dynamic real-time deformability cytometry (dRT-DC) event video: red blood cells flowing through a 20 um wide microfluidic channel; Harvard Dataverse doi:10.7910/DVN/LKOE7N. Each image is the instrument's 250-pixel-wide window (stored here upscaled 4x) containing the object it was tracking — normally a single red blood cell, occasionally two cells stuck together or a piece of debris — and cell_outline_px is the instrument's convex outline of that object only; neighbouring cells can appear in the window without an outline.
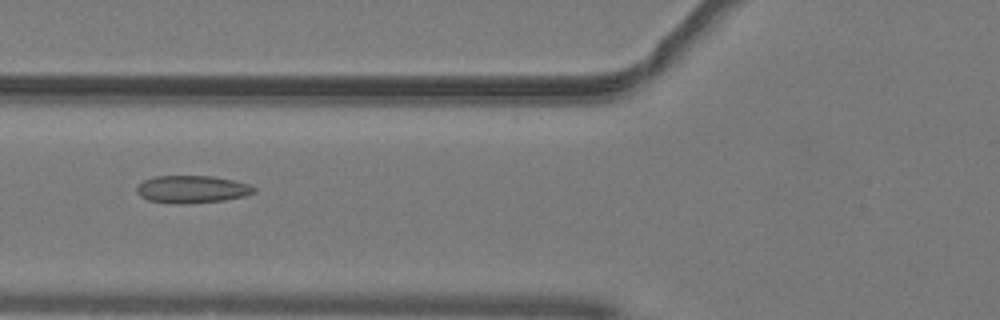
{"species": "common noctule bat (a hibernating species)", "species_latin": "Nyctalus noctula", "temperature_condition": "warm", "stored_images_in_passage": 52, "camera_frame_rate_fps": 3000, "um_per_image_px": 0.085, "animal": {"sex": "male", "body_mass_g": 19.2, "forearm_length_mm": 51.8}, "frame": {"image": 1, "passage_image": 21, "time_ms": 6.667, "image_size_px": [1000, 320], "cell_outline_px": [[256, 192], [244, 196], [224, 200], [184, 204], [176, 204], [148, 200], [140, 196], [136, 192], [136, 184], [144, 180], [156, 176], [212, 176], [232, 180], [248, 184], [256, 188]], "centroid_in_image_um": [16.28, 16.09], "position_along_channel_um": 109.5, "area_um2": 18.84}}
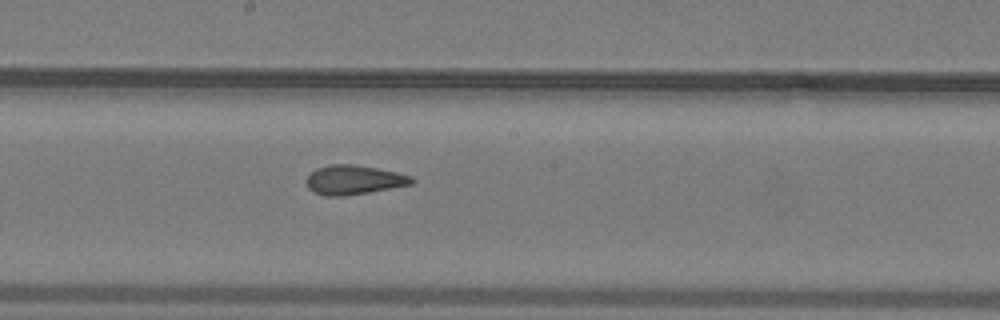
{"frame": {"image": 2, "passage_image": 29, "time_ms": 9.333, "image_size_px": [1000, 320], "cell_outline_px": [[416, 180], [412, 184], [368, 192], [344, 196], [324, 196], [312, 192], [308, 188], [308, 176], [316, 168], [328, 164], [356, 164], [396, 172], [412, 176]], "centroid_in_image_um": [30.07, 15.28], "position_along_channel_um": 218.1, "area_um2": 17.98}}
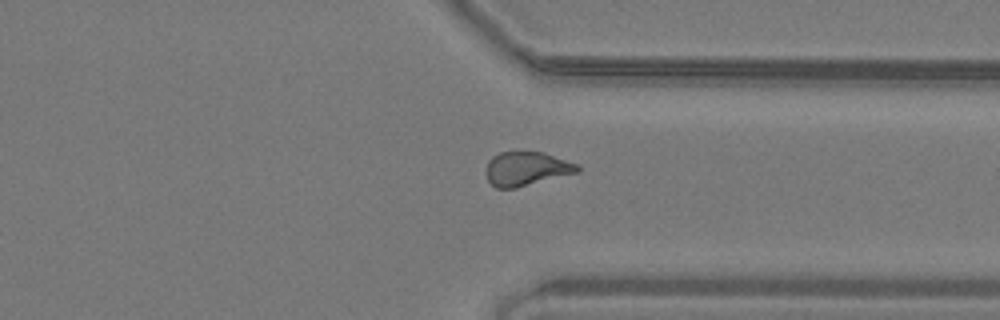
{"frame": {"image": 3, "passage_image": 40, "time_ms": 13.0, "image_size_px": [1000, 320], "cell_outline_px": [[580, 172], [516, 188], [496, 188], [488, 180], [484, 172], [488, 160], [492, 156], [500, 152], [544, 152], [580, 164]], "centroid_in_image_um": [44.76, 14.34], "position_along_channel_um": 366.6, "area_um2": 18.44}}